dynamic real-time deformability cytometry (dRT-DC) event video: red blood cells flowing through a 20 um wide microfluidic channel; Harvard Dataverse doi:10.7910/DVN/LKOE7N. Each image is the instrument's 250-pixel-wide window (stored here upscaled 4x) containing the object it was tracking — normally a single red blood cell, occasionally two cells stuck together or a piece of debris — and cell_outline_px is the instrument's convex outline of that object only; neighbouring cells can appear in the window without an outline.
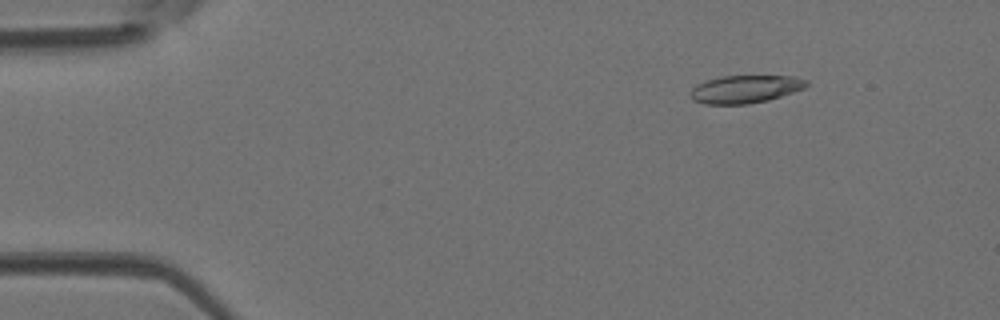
{"species": "Egyptian fruit bat (a non-hibernating species)", "species_latin": "Rousettus aegyptiacus", "temperature_condition": "room temperature", "stored_images_in_passage": 46, "camera_frame_rate_fps": 3000, "um_per_image_px": 0.085, "animal": {"sex": "female"}, "frame": {"image": 1, "passage_image": 6, "time_ms": 1.667, "image_size_px": [1000, 320], "cell_outline_px": [[808, 84], [804, 88], [768, 100], [748, 104], [704, 104], [692, 100], [688, 92], [696, 84], [720, 76], [796, 76], [808, 80]], "centroid_in_image_um": [63.31, 7.57], "position_along_channel_um": 21.7, "area_um2": 18.9}}
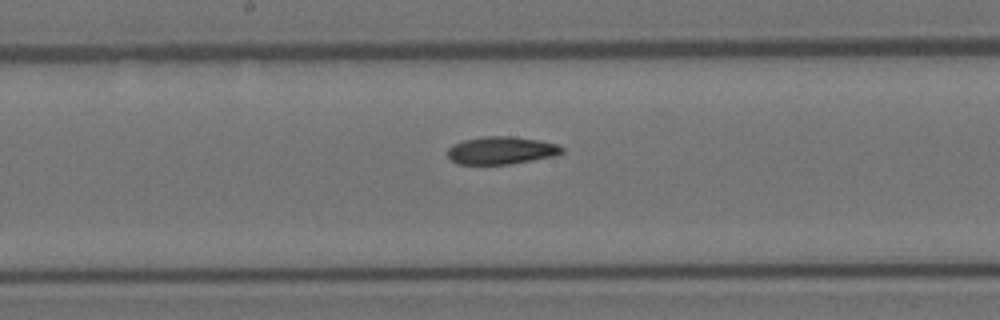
{"frame": {"image": 2, "passage_image": 24, "time_ms": 7.667, "image_size_px": [1000, 320], "cell_outline_px": [[564, 152], [552, 156], [532, 160], [508, 164], [456, 164], [448, 156], [448, 148], [452, 144], [464, 140], [484, 136], [512, 136], [540, 140], [556, 144], [564, 148]], "centroid_in_image_um": [42.59, 12.78], "position_along_channel_um": 205.6, "area_um2": 18.38}}
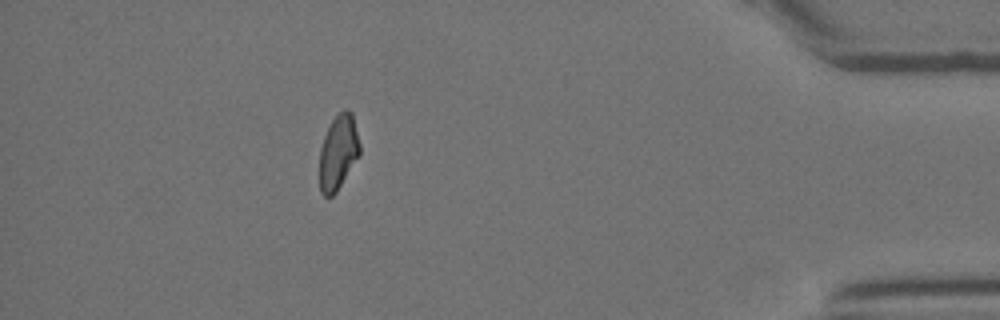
{"frame": {"image": 3, "passage_image": 41, "time_ms": 13.333, "image_size_px": [1000, 320], "cell_outline_px": [[360, 152], [336, 192], [332, 196], [324, 196], [320, 192], [320, 148], [324, 136], [332, 120], [344, 108], [352, 112], [360, 144]], "centroid_in_image_um": [28.74, 12.93], "position_along_channel_um": 406.5, "area_um2": 17.22}}